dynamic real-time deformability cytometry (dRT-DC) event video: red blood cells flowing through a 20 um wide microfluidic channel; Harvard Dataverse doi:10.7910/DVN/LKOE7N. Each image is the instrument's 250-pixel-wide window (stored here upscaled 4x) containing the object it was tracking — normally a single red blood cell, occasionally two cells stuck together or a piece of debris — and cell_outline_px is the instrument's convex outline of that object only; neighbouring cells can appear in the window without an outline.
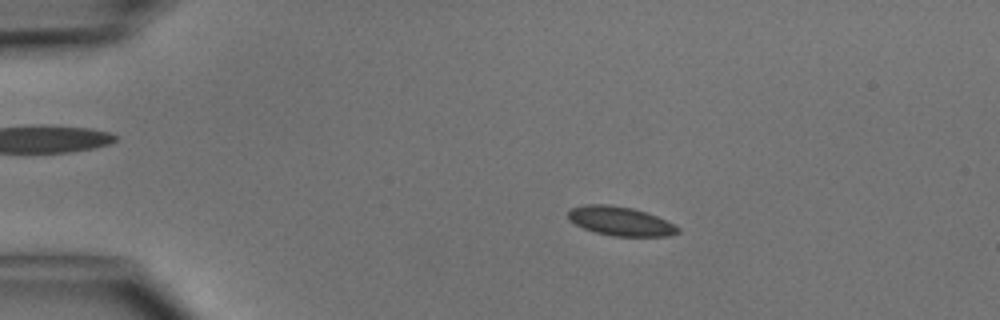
{"species": "common noctule bat (a hibernating species)", "species_latin": "Nyctalus noctula", "temperature_condition": "cold", "stored_images_in_passage": 18, "camera_frame_rate_fps": 3000, "um_per_image_px": 0.085, "animal": {"sex": "male", "body_mass_g": 15.6}, "frame": {"image": 1, "passage_image": 11, "time_ms": 3.333, "image_size_px": [1000, 320], "cell_outline_px": [[680, 232], [668, 236], [612, 236], [596, 232], [584, 228], [568, 220], [568, 208], [584, 204], [608, 204], [632, 208], [656, 216], [680, 228]], "centroid_in_image_um": [52.68, 18.79], "position_along_channel_um": 32.3, "area_um2": 18.5}}